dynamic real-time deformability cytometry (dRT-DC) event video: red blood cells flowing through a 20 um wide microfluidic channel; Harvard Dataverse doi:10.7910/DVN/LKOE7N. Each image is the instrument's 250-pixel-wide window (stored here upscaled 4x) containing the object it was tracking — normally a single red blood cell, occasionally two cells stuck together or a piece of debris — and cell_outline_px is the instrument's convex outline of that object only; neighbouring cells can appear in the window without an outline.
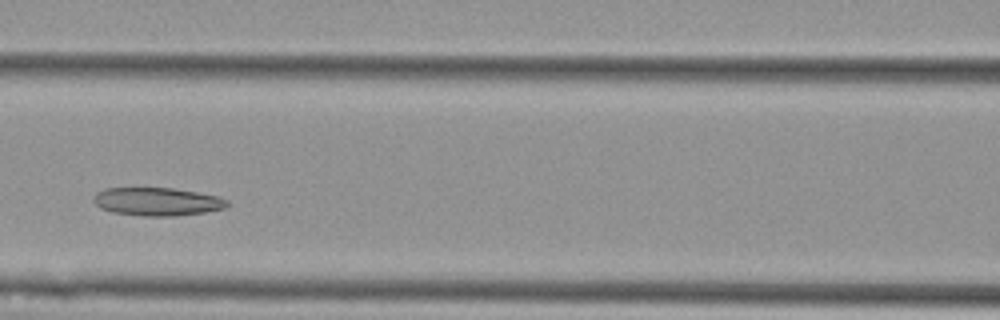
{"species": "Egyptian fruit bat (a non-hibernating species)", "species_latin": "Rousettus aegyptiacus", "temperature_condition": "cold", "stored_images_in_passage": 5, "camera_frame_rate_fps": 3000, "um_per_image_px": 0.085, "animal": {"sex": "female"}, "frame": {"image": 1, "passage_image": 5, "time_ms": 1.333, "image_size_px": [1000, 320], "cell_outline_px": [[228, 204], [224, 208], [204, 212], [176, 216], [140, 216], [112, 212], [100, 208], [92, 200], [96, 192], [104, 188], [172, 188], [196, 192], [216, 196], [228, 200]], "centroid_in_image_um": [13.31, 17.14], "position_along_channel_um": 153.3, "area_um2": 21.91}}